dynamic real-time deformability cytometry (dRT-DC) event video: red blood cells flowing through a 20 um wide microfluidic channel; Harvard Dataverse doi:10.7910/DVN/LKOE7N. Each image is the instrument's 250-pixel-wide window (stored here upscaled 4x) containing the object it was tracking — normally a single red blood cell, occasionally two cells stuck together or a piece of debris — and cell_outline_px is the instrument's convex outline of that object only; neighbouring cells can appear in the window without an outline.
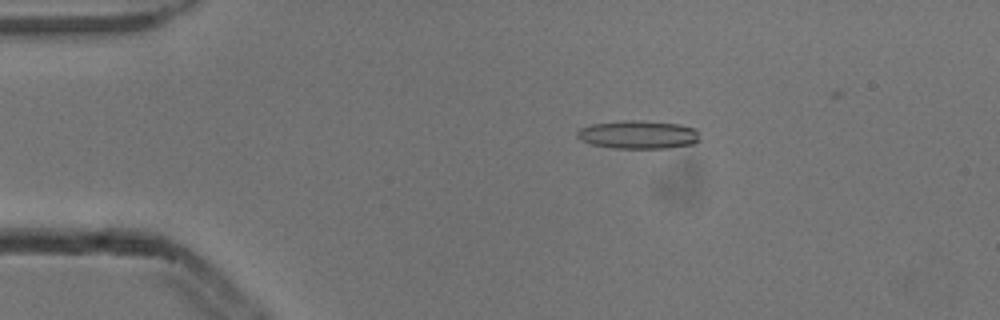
{"species": "common noctule bat (a hibernating species)", "species_latin": "Nyctalus noctula", "temperature_condition": "cold", "stored_images_in_passage": 4, "camera_frame_rate_fps": 3000, "um_per_image_px": 0.085, "animal": {"sex": "male", "body_mass_g": 13.3}, "frame": {"image": 1, "passage_image": 3, "time_ms": 0.667, "image_size_px": [1000, 320], "cell_outline_px": [[700, 140], [696, 144], [668, 148], [612, 148], [592, 144], [580, 140], [576, 136], [576, 132], [580, 128], [592, 124], [624, 120], [636, 120], [680, 124], [696, 128]], "centroid_in_image_um": [54.27, 11.45], "position_along_channel_um": 30.7, "area_um2": 20.4}}